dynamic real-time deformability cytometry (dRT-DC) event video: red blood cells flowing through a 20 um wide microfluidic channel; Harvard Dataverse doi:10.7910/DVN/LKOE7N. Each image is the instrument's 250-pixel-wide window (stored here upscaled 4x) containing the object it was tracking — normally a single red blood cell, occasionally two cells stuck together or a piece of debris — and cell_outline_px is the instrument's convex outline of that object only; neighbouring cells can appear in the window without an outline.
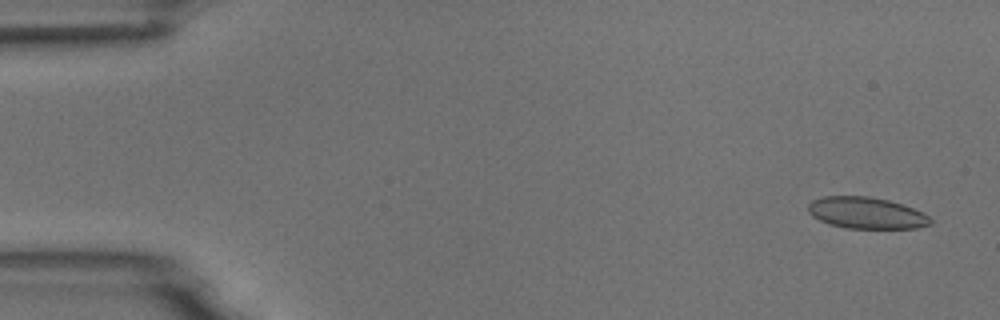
{"species": "common noctule bat (a hibernating species)", "species_latin": "Nyctalus noctula", "temperature_condition": "room temperature", "stored_images_in_passage": 6, "camera_frame_rate_fps": 3000, "um_per_image_px": 0.085, "animal": {"sex": "male", "body_mass_g": 18.8}, "frame": {"image": 1, "passage_image": 1, "time_ms": 0.0, "image_size_px": [1000, 320], "cell_outline_px": [[932, 224], [916, 228], [844, 228], [828, 224], [812, 216], [808, 212], [808, 204], [812, 200], [824, 196], [868, 196], [888, 200], [912, 208], [928, 216], [932, 220]], "centroid_in_image_um": [73.6, 18.1], "position_along_channel_um": 11.4, "area_um2": 22.37}}